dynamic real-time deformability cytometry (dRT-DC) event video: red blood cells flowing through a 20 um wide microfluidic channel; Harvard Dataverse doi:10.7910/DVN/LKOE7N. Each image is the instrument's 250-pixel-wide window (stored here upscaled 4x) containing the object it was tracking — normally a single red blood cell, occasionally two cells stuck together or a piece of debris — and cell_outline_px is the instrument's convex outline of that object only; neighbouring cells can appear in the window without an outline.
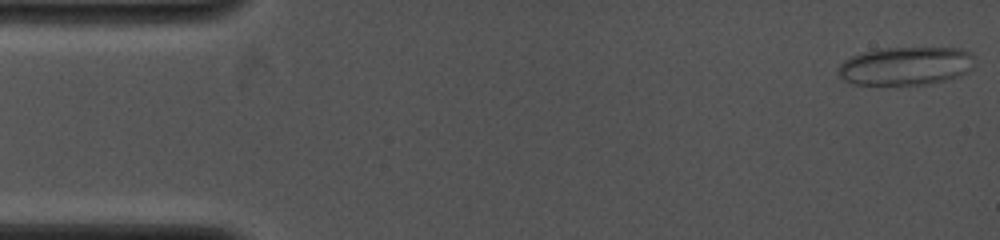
{"species": "common noctule bat (a hibernating species)", "species_latin": "Nyctalus noctula", "temperature_condition": "cold", "stored_images_in_passage": 17, "camera_frame_rate_fps": 4000, "um_per_image_px": 0.085, "animal": {"sex": "female", "body_mass_g": 19.0, "forearm_length_mm": 53.3}, "frame": {"image": 1, "passage_image": 1, "time_ms": 0.0, "image_size_px": [1000, 240], "cell_outline_px": [[976, 56], [972, 68], [968, 72], [960, 76], [928, 84], [852, 84], [844, 80], [836, 72], [836, 68], [844, 60], [852, 56], [864, 52], [880, 48], [960, 48], [972, 52]], "centroid_in_image_um": [77.01, 5.6], "position_along_channel_um": 8.0, "area_um2": 30.69}}
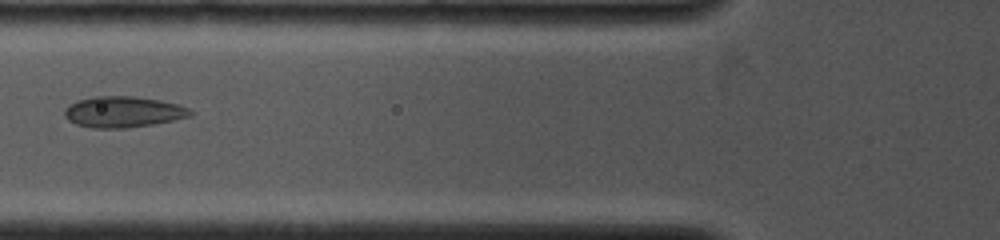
{"frame": {"image": 2, "passage_image": 13, "time_ms": 5.25, "image_size_px": [1000, 240], "cell_outline_px": [[196, 112], [192, 116], [152, 124], [128, 128], [92, 128], [76, 124], [68, 120], [64, 116], [64, 108], [68, 104], [80, 100], [96, 96], [132, 96], [160, 100], [176, 104], [188, 108]], "centroid_in_image_um": [10.46, 9.51], "position_along_channel_um": 115.3, "area_um2": 22.77}}
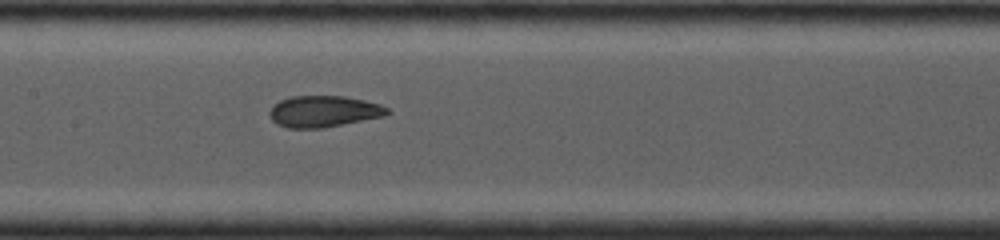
{"frame": {"image": 3, "passage_image": 17, "time_ms": 6.75, "image_size_px": [1000, 240], "cell_outline_px": [[392, 112], [384, 116], [324, 128], [288, 128], [276, 124], [268, 116], [268, 112], [280, 100], [288, 96], [344, 96], [364, 100], [380, 104], [388, 108]], "centroid_in_image_um": [27.51, 9.47], "position_along_channel_um": 179.9, "area_um2": 21.68}}